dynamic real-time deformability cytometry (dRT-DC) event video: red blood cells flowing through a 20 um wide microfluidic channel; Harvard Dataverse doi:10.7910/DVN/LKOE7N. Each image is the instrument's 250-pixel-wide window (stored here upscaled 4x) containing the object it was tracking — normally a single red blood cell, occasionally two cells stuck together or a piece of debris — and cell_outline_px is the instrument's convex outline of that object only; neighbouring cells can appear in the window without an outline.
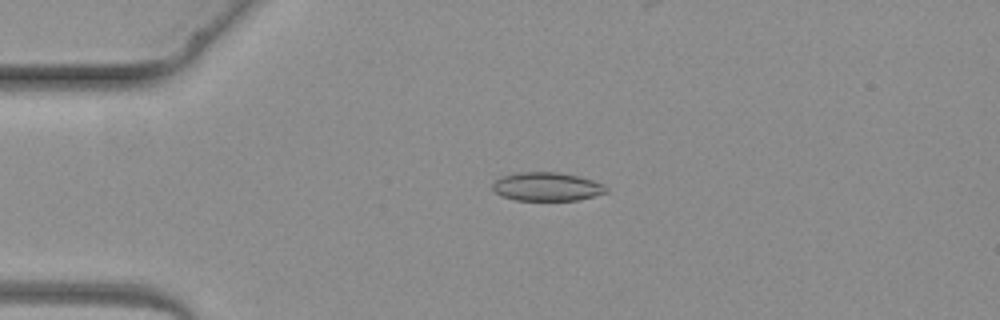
{"species": "common noctule bat (a hibernating species)", "species_latin": "Nyctalus noctula", "temperature_condition": "warm", "stored_images_in_passage": 2, "camera_frame_rate_fps": 3000, "um_per_image_px": 0.085, "animal": {"sex": "female", "body_mass_g": 19.3, "forearm_length_mm": 54.1}, "frame": {"image": 1, "passage_image": 1, "time_ms": 0.0, "image_size_px": [1000, 320], "cell_outline_px": [[608, 192], [576, 200], [516, 200], [500, 196], [492, 188], [492, 184], [500, 176], [516, 172], [560, 172], [592, 180], [604, 184], [608, 188]], "centroid_in_image_um": [46.45, 15.86], "position_along_channel_um": 38.5, "area_um2": 18.96}}